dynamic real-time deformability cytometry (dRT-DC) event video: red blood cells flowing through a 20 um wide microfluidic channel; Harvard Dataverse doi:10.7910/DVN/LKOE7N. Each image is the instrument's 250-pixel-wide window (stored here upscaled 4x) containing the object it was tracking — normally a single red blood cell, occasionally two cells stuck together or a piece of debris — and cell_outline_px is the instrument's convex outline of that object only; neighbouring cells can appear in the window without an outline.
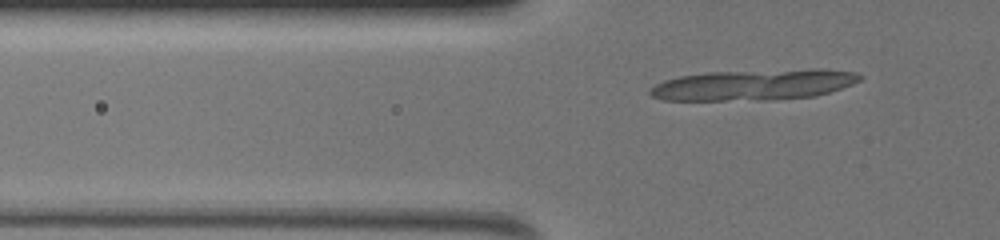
{"species": "common noctule bat (a hibernating species)", "species_latin": "Nyctalus noctula", "temperature_condition": "warm", "stored_images_in_passage": 55, "camera_frame_rate_fps": 3000, "um_per_image_px": 0.085, "animal": {"sex": "female", "body_mass_g": 19.5, "forearm_length_mm": 54.1}, "frame": {"image": 1, "passage_image": 16, "time_ms": 5.0, "image_size_px": [1000, 240], "cell_outline_px": [[864, 76], [860, 80], [852, 84], [816, 96], [768, 100], [664, 100], [652, 96], [648, 92], [656, 84], [664, 80], [680, 76], [708, 72], [812, 68], [824, 68], [856, 72]], "centroid_in_image_um": [64.12, 7.19], "position_along_channel_um": 61.7, "area_um2": 37.97}}